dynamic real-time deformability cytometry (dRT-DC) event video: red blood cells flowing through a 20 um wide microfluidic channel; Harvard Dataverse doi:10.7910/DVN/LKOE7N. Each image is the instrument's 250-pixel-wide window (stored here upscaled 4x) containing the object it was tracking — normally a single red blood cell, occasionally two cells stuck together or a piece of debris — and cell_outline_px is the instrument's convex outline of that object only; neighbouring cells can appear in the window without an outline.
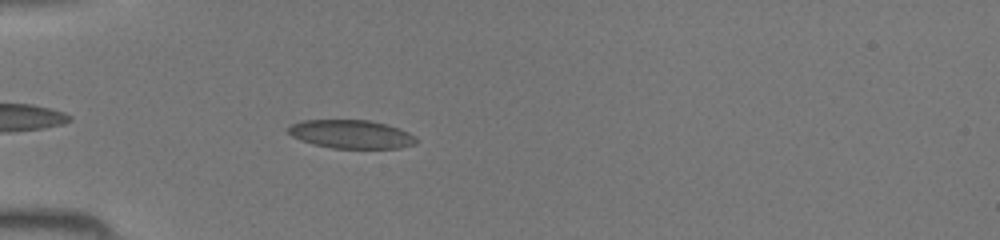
{"species": "common noctule bat (a hibernating species)", "species_latin": "Nyctalus noctula", "temperature_condition": "room temperature", "stored_images_in_passage": 35, "camera_frame_rate_fps": 3000, "um_per_image_px": 0.085, "animal": {"sex": "female", "body_mass_g": 19.5, "forearm_length_mm": 54.1}, "frame": {"image": 1, "passage_image": 4, "time_ms": 1.0, "image_size_px": [1000, 240], "cell_outline_px": [[416, 144], [400, 148], [332, 148], [312, 144], [300, 140], [292, 136], [284, 128], [300, 120], [368, 120], [384, 124], [408, 132], [416, 136]], "centroid_in_image_um": [29.8, 11.41], "position_along_channel_um": 55.2, "area_um2": 21.27}}
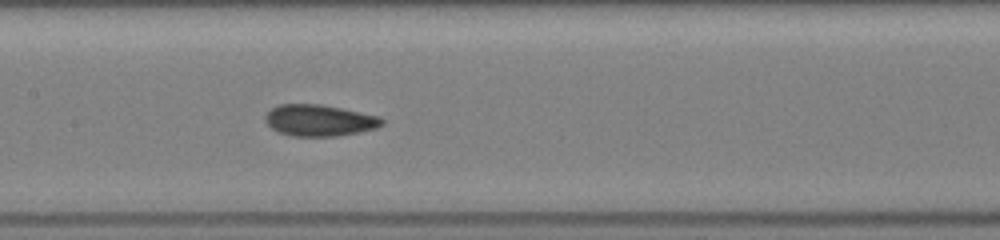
{"frame": {"image": 2, "passage_image": 13, "time_ms": 4.0, "image_size_px": [1000, 240], "cell_outline_px": [[384, 124], [376, 128], [360, 132], [336, 136], [292, 136], [280, 132], [272, 128], [264, 120], [264, 116], [272, 108], [280, 104], [320, 104], [380, 116], [384, 120]], "centroid_in_image_um": [27.16, 10.23], "position_along_channel_um": 180.2, "area_um2": 21.33}}
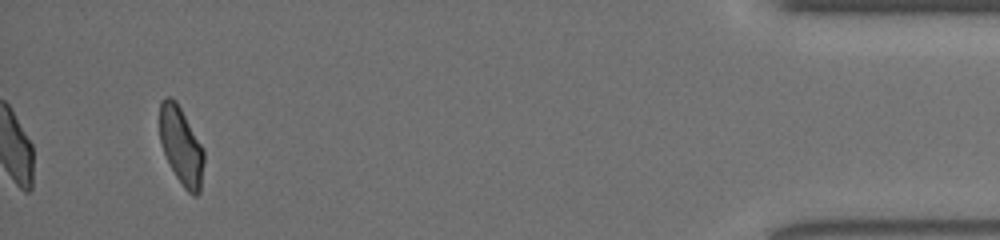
{"frame": {"image": 3, "passage_image": 33, "time_ms": 10.667, "image_size_px": [1000, 240], "cell_outline_px": [[204, 160], [200, 192], [196, 196], [192, 196], [184, 188], [176, 176], [164, 152], [160, 140], [160, 100], [164, 96], [172, 96], [176, 100], [204, 148]], "centroid_in_image_um": [15.41, 12.38], "position_along_channel_um": 419.8, "area_um2": 20.11}}